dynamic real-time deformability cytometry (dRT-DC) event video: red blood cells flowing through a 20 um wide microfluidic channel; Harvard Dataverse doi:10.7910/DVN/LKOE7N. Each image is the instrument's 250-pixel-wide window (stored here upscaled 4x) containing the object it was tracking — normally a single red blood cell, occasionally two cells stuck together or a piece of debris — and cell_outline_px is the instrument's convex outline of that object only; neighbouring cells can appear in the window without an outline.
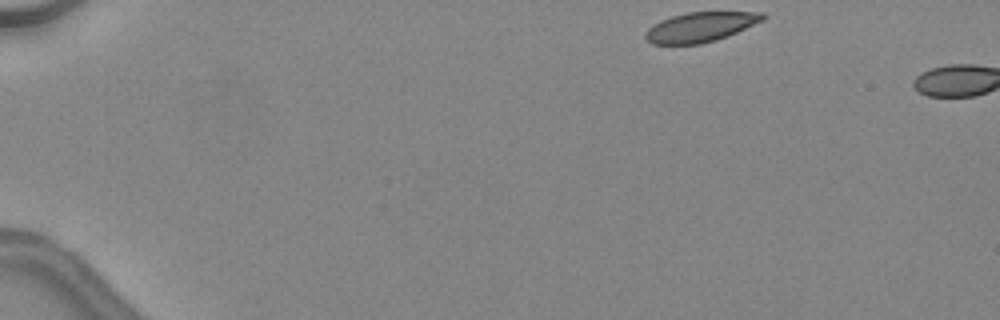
{"species": "common noctule bat (a hibernating species)", "species_latin": "Nyctalus noctula", "temperature_condition": "warm", "stored_images_in_passage": 2, "camera_frame_rate_fps": 3000, "um_per_image_px": 0.085, "animal": {"sex": "female", "body_mass_g": 24.6, "forearm_length_mm": 56.2}, "frame": {"image": 1, "passage_image": 1, "time_ms": 0.0, "image_size_px": [1000, 320], "cell_outline_px": [[768, 16], [764, 20], [728, 36], [716, 40], [700, 44], [652, 44], [644, 36], [644, 32], [652, 24], [660, 20], [672, 16], [688, 12], [764, 12]], "centroid_in_image_um": [59.54, 2.29], "position_along_channel_um": 25.5, "area_um2": 20.46}}